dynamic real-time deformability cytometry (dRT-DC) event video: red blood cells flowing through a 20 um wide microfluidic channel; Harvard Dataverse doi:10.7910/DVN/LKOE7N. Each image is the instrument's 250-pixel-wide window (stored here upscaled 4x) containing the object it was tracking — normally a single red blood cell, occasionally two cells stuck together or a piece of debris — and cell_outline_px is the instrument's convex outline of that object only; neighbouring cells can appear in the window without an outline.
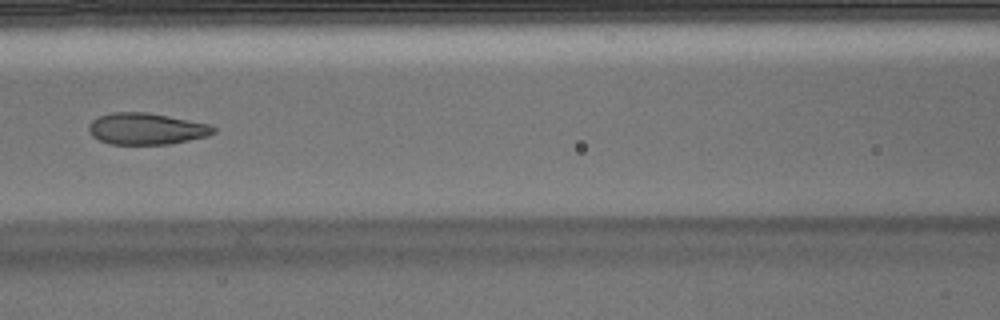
{"species": "Egyptian fruit bat (a non-hibernating species)", "species_latin": "Rousettus aegyptiacus", "temperature_condition": "warm", "stored_images_in_passage": 7, "camera_frame_rate_fps": 3000, "um_per_image_px": 0.085, "animal": {"sex": "male"}, "frame": {"image": 1, "passage_image": 6, "time_ms": 1.667, "image_size_px": [1000, 320], "cell_outline_px": [[216, 132], [208, 136], [168, 144], [108, 144], [92, 136], [88, 132], [88, 124], [92, 120], [100, 116], [112, 112], [148, 112], [208, 124], [216, 128]], "centroid_in_image_um": [12.41, 10.95], "position_along_channel_um": 154.2, "area_um2": 22.89}}
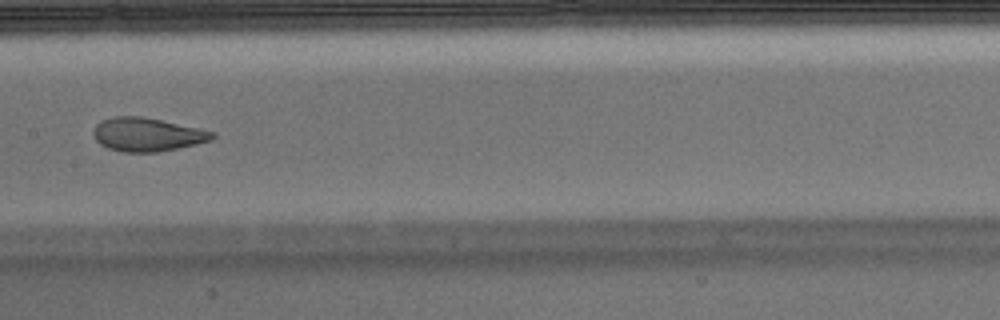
{"frame": {"image": 2, "passage_image": 7, "time_ms": 2.0, "image_size_px": [1000, 320], "cell_outline_px": [[216, 136], [212, 140], [196, 144], [156, 152], [120, 152], [108, 148], [100, 144], [96, 140], [92, 132], [96, 124], [100, 120], [112, 116], [140, 116], [160, 120], [216, 132]], "centroid_in_image_um": [12.48, 11.43], "position_along_channel_um": 194.9, "area_um2": 23.24}}